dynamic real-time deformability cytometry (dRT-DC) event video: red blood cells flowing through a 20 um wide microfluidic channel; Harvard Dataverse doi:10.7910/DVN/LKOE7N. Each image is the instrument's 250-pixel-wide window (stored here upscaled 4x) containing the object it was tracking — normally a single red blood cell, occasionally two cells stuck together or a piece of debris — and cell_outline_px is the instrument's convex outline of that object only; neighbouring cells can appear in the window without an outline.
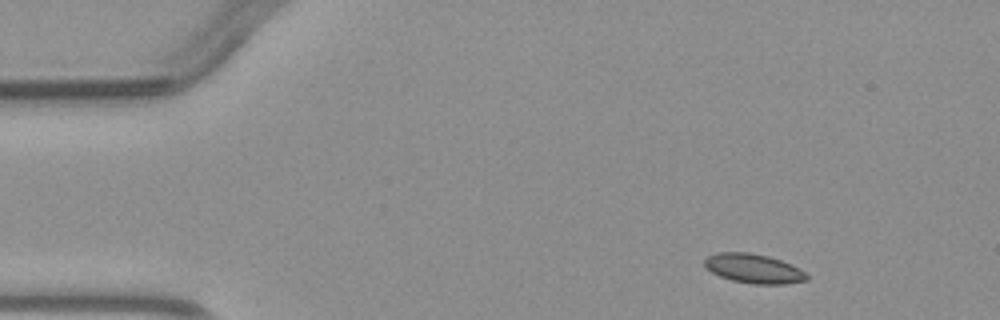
{"species": "common noctule bat (a hibernating species)", "species_latin": "Nyctalus noctula", "temperature_condition": "warm", "stored_images_in_passage": 3, "segment_of_instrument_passage": [1, 2], "camera_frame_rate_fps": 3000, "um_per_image_px": 0.085, "animal": {"sex": "male", "body_mass_g": 23.1, "forearm_length_mm": 52.7}, "frame": {"image": 1, "passage_image": 1, "time_ms": 0.0, "image_size_px": [1000, 320], "cell_outline_px": [[808, 280], [784, 284], [752, 284], [732, 280], [720, 276], [712, 272], [704, 264], [704, 260], [708, 256], [716, 252], [748, 252], [768, 256], [792, 264], [804, 272], [808, 276]], "centroid_in_image_um": [64.06, 22.82], "position_along_channel_um": 20.9, "area_um2": 17.4}}